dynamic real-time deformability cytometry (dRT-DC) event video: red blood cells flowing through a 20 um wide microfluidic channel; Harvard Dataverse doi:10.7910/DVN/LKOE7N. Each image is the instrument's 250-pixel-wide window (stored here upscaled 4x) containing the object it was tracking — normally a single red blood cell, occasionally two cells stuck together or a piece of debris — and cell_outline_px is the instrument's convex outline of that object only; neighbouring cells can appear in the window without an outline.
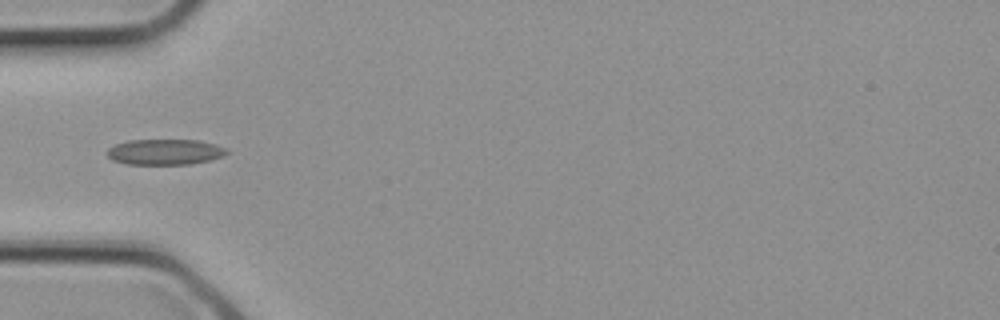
{"species": "common noctule bat (a hibernating species)", "species_latin": "Nyctalus noctula", "temperature_condition": "cold", "stored_images_in_passage": 3, "camera_frame_rate_fps": 3000, "um_per_image_px": 0.085, "animal": {"sex": "female", "body_mass_g": 21.9}, "frame": {"image": 1, "passage_image": 3, "time_ms": 0.667, "image_size_px": [1000, 320], "cell_outline_px": [[228, 152], [224, 156], [212, 160], [192, 164], [128, 164], [112, 160], [108, 156], [108, 148], [116, 144], [128, 140], [200, 140], [216, 144], [228, 148]], "centroid_in_image_um": [14.08, 12.91], "position_along_channel_um": 70.9, "area_um2": 18.03}}